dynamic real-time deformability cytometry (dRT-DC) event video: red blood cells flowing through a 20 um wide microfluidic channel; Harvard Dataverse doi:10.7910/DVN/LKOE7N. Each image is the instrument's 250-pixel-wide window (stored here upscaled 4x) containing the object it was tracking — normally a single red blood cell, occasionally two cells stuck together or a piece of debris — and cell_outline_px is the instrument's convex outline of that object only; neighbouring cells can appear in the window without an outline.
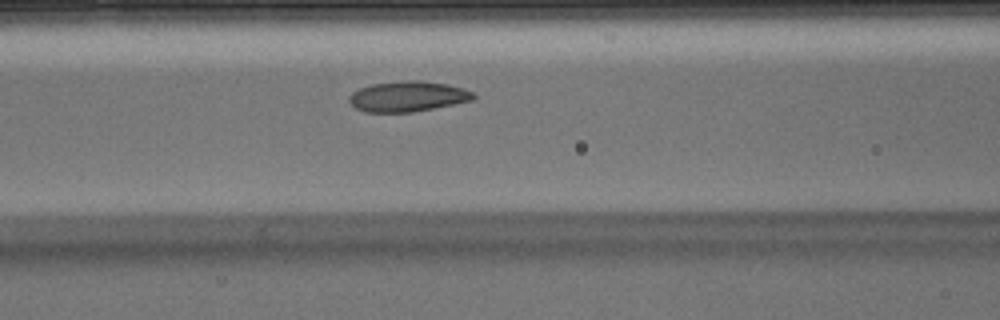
{"species": "Egyptian fruit bat (a non-hibernating species)", "species_latin": "Rousettus aegyptiacus", "temperature_condition": "warm", "stored_images_in_passage": 37, "camera_frame_rate_fps": 3000, "um_per_image_px": 0.085, "animal": {"sex": "male"}, "frame": {"image": 1, "passage_image": 11, "time_ms": 3.333, "image_size_px": [1000, 320], "cell_outline_px": [[476, 96], [472, 100], [412, 112], [364, 112], [356, 108], [348, 100], [348, 96], [352, 92], [360, 88], [372, 84], [408, 80], [420, 80], [448, 84], [464, 88], [472, 92]], "centroid_in_image_um": [34.64, 8.19], "position_along_channel_um": 132.0, "area_um2": 21.91}}
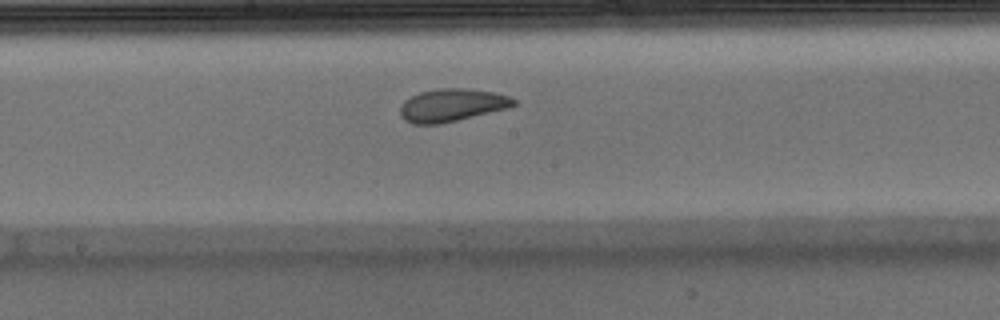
{"frame": {"image": 2, "passage_image": 17, "time_ms": 5.333, "image_size_px": [1000, 320], "cell_outline_px": [[516, 104], [508, 108], [440, 124], [412, 124], [404, 120], [400, 116], [400, 108], [404, 100], [420, 92], [440, 88], [468, 88], [496, 92], [508, 96], [516, 100]], "centroid_in_image_um": [38.4, 8.93], "position_along_channel_um": 209.8, "area_um2": 21.73}}
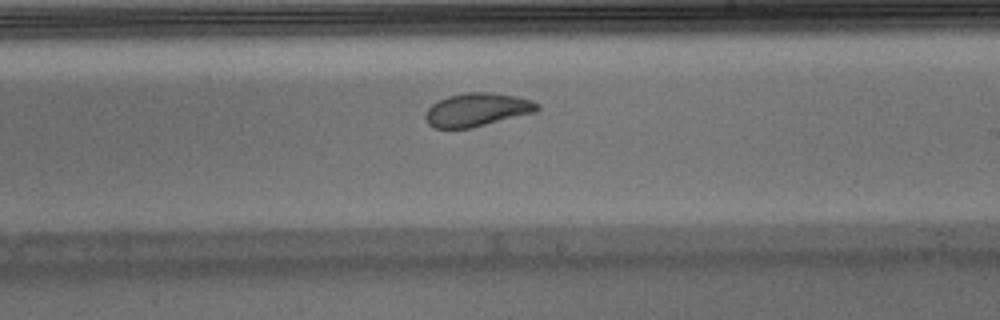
{"frame": {"image": 3, "passage_image": 20, "time_ms": 6.333, "image_size_px": [1000, 320], "cell_outline_px": [[540, 108], [536, 112], [472, 128], [436, 128], [428, 124], [424, 116], [428, 108], [432, 104], [448, 96], [468, 92], [488, 92], [516, 96], [532, 100], [540, 104]], "centroid_in_image_um": [40.58, 9.33], "position_along_channel_um": 248.4, "area_um2": 21.73}}